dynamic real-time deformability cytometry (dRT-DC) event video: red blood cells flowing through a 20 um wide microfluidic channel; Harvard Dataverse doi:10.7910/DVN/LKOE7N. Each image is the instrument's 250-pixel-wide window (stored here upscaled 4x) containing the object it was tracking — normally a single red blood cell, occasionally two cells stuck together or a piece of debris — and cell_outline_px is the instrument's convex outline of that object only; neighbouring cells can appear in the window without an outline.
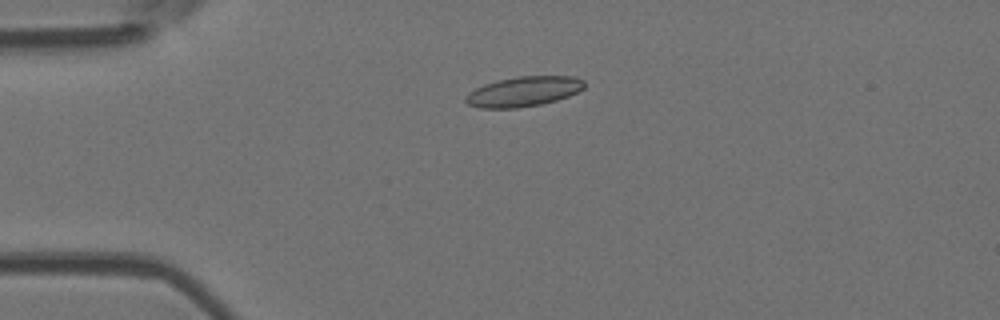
{"species": "Egyptian fruit bat (a non-hibernating species)", "species_latin": "Rousettus aegyptiacus", "temperature_condition": "room temperature", "stored_images_in_passage": 42, "camera_frame_rate_fps": 3000, "um_per_image_px": 0.085, "animal": {"sex": "female"}, "frame": {"image": 1, "passage_image": 2, "time_ms": 0.333, "image_size_px": [1000, 320], "cell_outline_px": [[584, 88], [568, 96], [556, 100], [540, 104], [516, 108], [480, 108], [468, 104], [464, 100], [464, 96], [468, 92], [484, 84], [500, 80], [520, 76], [572, 76], [584, 80]], "centroid_in_image_um": [44.48, 7.78], "position_along_channel_um": 40.5, "area_um2": 20.58}}
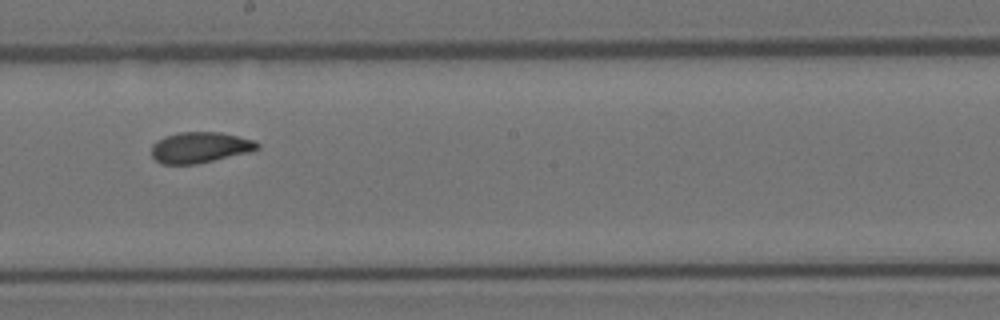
{"frame": {"image": 2, "passage_image": 19, "time_ms": 6.0, "image_size_px": [1000, 320], "cell_outline_px": [[260, 148], [248, 152], [196, 164], [160, 164], [152, 156], [152, 144], [156, 140], [164, 136], [180, 132], [220, 132], [256, 140], [260, 144]], "centroid_in_image_um": [16.99, 12.52], "position_along_channel_um": 231.2, "area_um2": 19.07}}
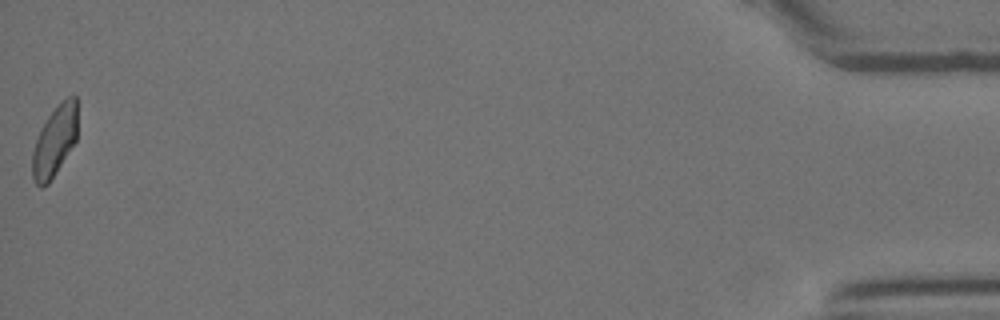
{"frame": {"image": 3, "passage_image": 42, "time_ms": 13.667, "image_size_px": [1000, 320], "cell_outline_px": [[76, 140], [48, 184], [40, 188], [36, 184], [32, 176], [32, 152], [40, 128], [48, 116], [68, 96], [76, 96]], "centroid_in_image_um": [4.61, 12.03], "position_along_channel_um": 430.6, "area_um2": 18.09}, "authors_computed_cell_mechanics": {"area_um2": 19.2763, "velocity_mm_per_s": 3.8707, "shape_relaxation_time_tau1_ms": 11.2701, "shape_relaxation_time_tau2_ms": 1.7551, "deformation_change_tau1": 0.2077, "deformation_change_tau2": 0.073}}